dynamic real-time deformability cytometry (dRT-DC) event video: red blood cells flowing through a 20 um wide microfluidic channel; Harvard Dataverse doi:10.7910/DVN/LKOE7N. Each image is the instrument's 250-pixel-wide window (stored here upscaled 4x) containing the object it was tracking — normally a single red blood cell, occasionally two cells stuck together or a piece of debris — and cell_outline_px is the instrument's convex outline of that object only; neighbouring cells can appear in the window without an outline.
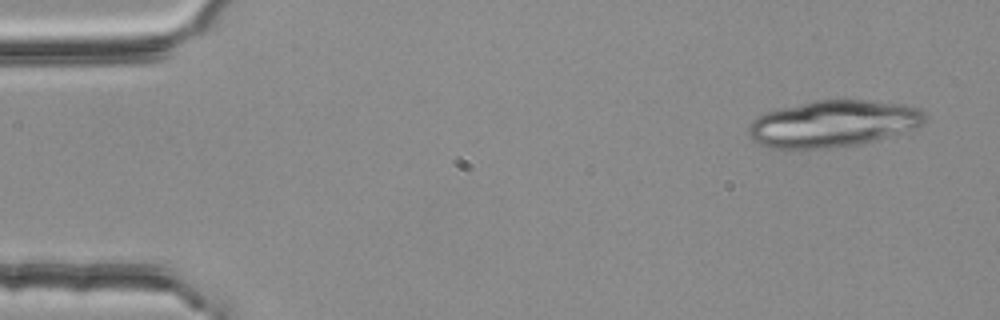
{"species": "common noctule bat (a hibernating species)", "species_latin": "Nyctalus noctula", "temperature_condition": "room temperature", "stored_images_in_passage": 2, "camera_frame_rate_fps": 3000, "um_per_image_px": 0.085, "animal": {"sex": "female", "body_mass_g": 25.1}, "frame": {"image": 1, "passage_image": 2, "time_ms": 0.333, "image_size_px": [1000, 320], "cell_outline_px": [[928, 116], [916, 128], [876, 140], [856, 144], [824, 148], [768, 148], [752, 140], [748, 136], [748, 128], [752, 120], [764, 112], [776, 108], [816, 100], [868, 100], [904, 104], [920, 108]], "centroid_in_image_um": [70.78, 10.5], "position_along_channel_um": 14.2, "area_um2": 48.03}}